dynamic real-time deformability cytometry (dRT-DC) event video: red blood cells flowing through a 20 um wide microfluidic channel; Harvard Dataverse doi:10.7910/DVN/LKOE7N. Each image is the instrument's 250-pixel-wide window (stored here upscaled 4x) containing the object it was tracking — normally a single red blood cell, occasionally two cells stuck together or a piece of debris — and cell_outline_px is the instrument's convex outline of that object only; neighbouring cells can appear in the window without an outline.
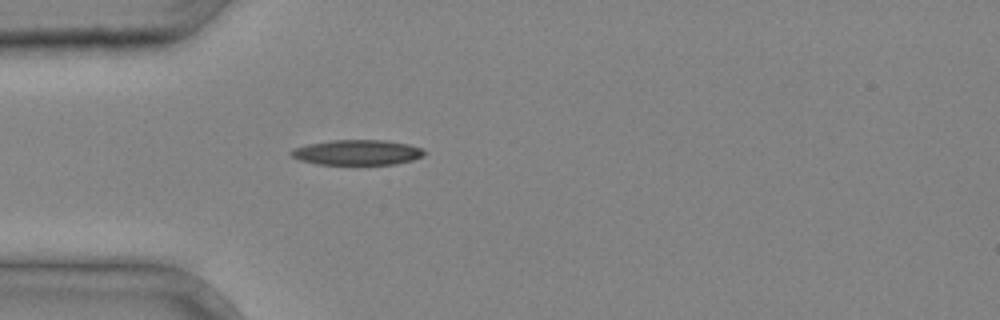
{"species": "common noctule bat (a hibernating species)", "species_latin": "Nyctalus noctula", "temperature_condition": "cold", "stored_images_in_passage": 4, "camera_frame_rate_fps": 3000, "um_per_image_px": 0.085, "animal": {"sex": "male", "body_mass_g": 20.4}, "frame": {"image": 1, "passage_image": 4, "time_ms": 1.0, "image_size_px": [1000, 320], "cell_outline_px": [[428, 152], [424, 156], [412, 160], [396, 164], [316, 164], [300, 160], [292, 156], [288, 152], [292, 148], [308, 144], [332, 140], [384, 140], [408, 144], [424, 148]], "centroid_in_image_um": [30.39, 12.95], "position_along_channel_um": 54.6, "area_um2": 19.71}}